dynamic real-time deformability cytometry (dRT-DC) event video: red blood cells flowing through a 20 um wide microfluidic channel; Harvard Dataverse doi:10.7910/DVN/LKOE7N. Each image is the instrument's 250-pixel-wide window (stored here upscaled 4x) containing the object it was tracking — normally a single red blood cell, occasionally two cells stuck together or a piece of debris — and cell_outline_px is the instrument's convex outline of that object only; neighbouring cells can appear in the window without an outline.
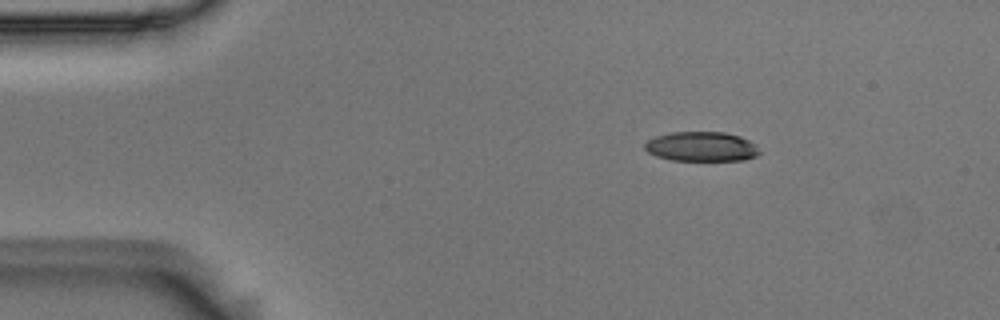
{"species": "Egyptian fruit bat (a non-hibernating species)", "species_latin": "Rousettus aegyptiacus", "temperature_condition": "room temperature", "stored_images_in_passage": 47, "camera_frame_rate_fps": 3000, "um_per_image_px": 0.085, "animal": {"sex": "male"}, "frame": {"image": 1, "passage_image": 1, "time_ms": 0.0, "image_size_px": [1000, 320], "cell_outline_px": [[760, 152], [756, 156], [744, 160], [672, 160], [656, 156], [648, 152], [644, 148], [644, 144], [648, 140], [656, 136], [672, 132], [724, 132], [740, 136], [756, 144]], "centroid_in_image_um": [59.63, 12.46], "position_along_channel_um": 25.4, "area_um2": 19.77}}
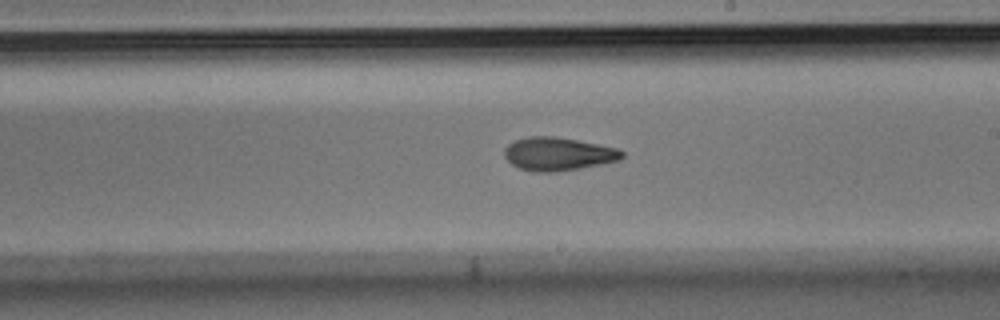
{"frame": {"image": 2, "passage_image": 24, "time_ms": 7.667, "image_size_px": [1000, 320], "cell_outline_px": [[624, 156], [620, 160], [580, 168], [556, 172], [532, 172], [520, 168], [512, 164], [504, 156], [504, 148], [508, 144], [516, 140], [528, 136], [552, 136], [576, 140], [616, 148], [624, 152]], "centroid_in_image_um": [47.41, 13.09], "position_along_channel_um": 241.6, "area_um2": 22.66}}
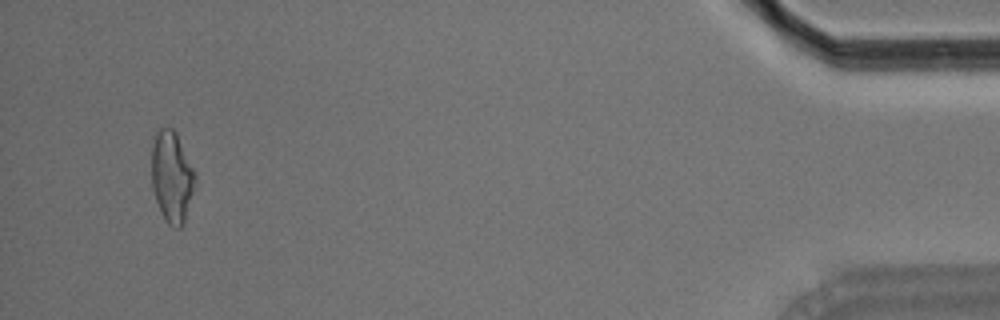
{"frame": {"image": 3, "passage_image": 45, "time_ms": 14.667, "image_size_px": [1000, 320], "cell_outline_px": [[196, 184], [184, 224], [180, 228], [176, 228], [168, 224], [164, 220], [156, 200], [152, 188], [152, 144], [156, 132], [160, 128], [172, 128], [176, 132], [196, 172]], "centroid_in_image_um": [14.63, 15.05], "position_along_channel_um": 420.6, "area_um2": 23.47}, "authors_computed_cell_mechanics": {"area_um2": 22.4264, "velocity_mm_per_s": 3.6623, "shape_relaxation_time_tau1_ms": null, "shape_relaxation_time_tau2_ms": 3.7002, "deformation_change_tau1": null, "deformation_change_tau2": 0.1187}}